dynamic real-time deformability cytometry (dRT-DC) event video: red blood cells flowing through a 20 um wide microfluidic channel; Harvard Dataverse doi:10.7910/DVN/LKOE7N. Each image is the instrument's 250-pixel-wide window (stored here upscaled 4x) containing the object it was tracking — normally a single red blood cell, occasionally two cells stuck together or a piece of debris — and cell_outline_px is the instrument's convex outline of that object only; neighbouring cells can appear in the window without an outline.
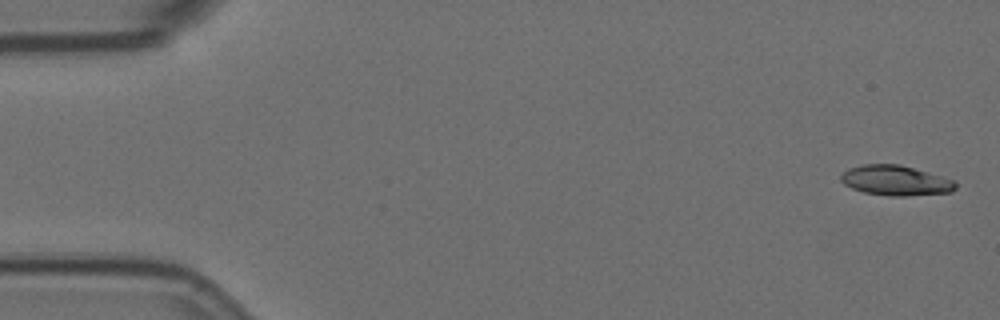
{"species": "Egyptian fruit bat (a non-hibernating species)", "species_latin": "Rousettus aegyptiacus", "temperature_condition": "room temperature", "stored_images_in_passage": 5, "camera_frame_rate_fps": 3000, "um_per_image_px": 0.085, "animal": {"sex": "female"}, "frame": {"image": 1, "passage_image": 1, "time_ms": 0.0, "image_size_px": [1000, 320], "cell_outline_px": [[956, 188], [952, 192], [904, 196], [888, 196], [864, 192], [852, 188], [844, 184], [840, 180], [840, 176], [848, 168], [864, 164], [900, 164], [956, 180]], "centroid_in_image_um": [76.14, 15.34], "position_along_channel_um": 8.9, "area_um2": 20.17}}
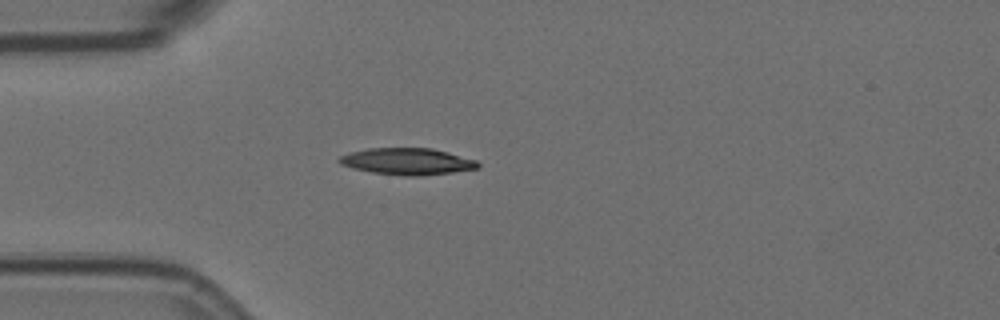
{"frame": {"image": 2, "passage_image": 5, "time_ms": 1.333, "image_size_px": [1000, 320], "cell_outline_px": [[480, 168], [452, 172], [420, 176], [404, 176], [372, 172], [352, 168], [340, 164], [336, 160], [340, 156], [352, 152], [368, 148], [432, 148], [448, 152], [476, 160], [480, 164]], "centroid_in_image_um": [34.62, 13.72], "position_along_channel_um": 50.4, "area_um2": 21.56}}